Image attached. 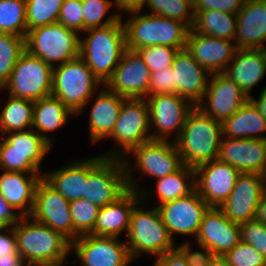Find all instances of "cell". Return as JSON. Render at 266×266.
Instances as JSON below:
<instances>
[{"mask_svg": "<svg viewBox=\"0 0 266 266\" xmlns=\"http://www.w3.org/2000/svg\"><path fill=\"white\" fill-rule=\"evenodd\" d=\"M151 73L141 56L127 49L105 86L126 99L149 96Z\"/></svg>", "mask_w": 266, "mask_h": 266, "instance_id": "cell-19", "label": "cell"}, {"mask_svg": "<svg viewBox=\"0 0 266 266\" xmlns=\"http://www.w3.org/2000/svg\"><path fill=\"white\" fill-rule=\"evenodd\" d=\"M195 178V169L183 164L177 171L157 179L156 194L160 203L174 201L191 194L196 189Z\"/></svg>", "mask_w": 266, "mask_h": 266, "instance_id": "cell-35", "label": "cell"}, {"mask_svg": "<svg viewBox=\"0 0 266 266\" xmlns=\"http://www.w3.org/2000/svg\"><path fill=\"white\" fill-rule=\"evenodd\" d=\"M264 179H265V191H266V173L264 175Z\"/></svg>", "mask_w": 266, "mask_h": 266, "instance_id": "cell-59", "label": "cell"}, {"mask_svg": "<svg viewBox=\"0 0 266 266\" xmlns=\"http://www.w3.org/2000/svg\"><path fill=\"white\" fill-rule=\"evenodd\" d=\"M19 266H32V265L23 261Z\"/></svg>", "mask_w": 266, "mask_h": 266, "instance_id": "cell-58", "label": "cell"}, {"mask_svg": "<svg viewBox=\"0 0 266 266\" xmlns=\"http://www.w3.org/2000/svg\"><path fill=\"white\" fill-rule=\"evenodd\" d=\"M136 52L141 56L150 73H154L171 67L178 49L156 45L140 48Z\"/></svg>", "mask_w": 266, "mask_h": 266, "instance_id": "cell-42", "label": "cell"}, {"mask_svg": "<svg viewBox=\"0 0 266 266\" xmlns=\"http://www.w3.org/2000/svg\"><path fill=\"white\" fill-rule=\"evenodd\" d=\"M186 49L210 74L222 73L234 58L236 44L231 40L189 31Z\"/></svg>", "mask_w": 266, "mask_h": 266, "instance_id": "cell-24", "label": "cell"}, {"mask_svg": "<svg viewBox=\"0 0 266 266\" xmlns=\"http://www.w3.org/2000/svg\"><path fill=\"white\" fill-rule=\"evenodd\" d=\"M222 73L251 97L249 92L266 73V49H237Z\"/></svg>", "mask_w": 266, "mask_h": 266, "instance_id": "cell-27", "label": "cell"}, {"mask_svg": "<svg viewBox=\"0 0 266 266\" xmlns=\"http://www.w3.org/2000/svg\"><path fill=\"white\" fill-rule=\"evenodd\" d=\"M172 93H174V78L172 67L151 73L149 96L155 94Z\"/></svg>", "mask_w": 266, "mask_h": 266, "instance_id": "cell-47", "label": "cell"}, {"mask_svg": "<svg viewBox=\"0 0 266 266\" xmlns=\"http://www.w3.org/2000/svg\"><path fill=\"white\" fill-rule=\"evenodd\" d=\"M203 98L197 107L206 115L222 122L232 116L250 97L231 79L223 73L211 74ZM207 105V106H206Z\"/></svg>", "mask_w": 266, "mask_h": 266, "instance_id": "cell-20", "label": "cell"}, {"mask_svg": "<svg viewBox=\"0 0 266 266\" xmlns=\"http://www.w3.org/2000/svg\"><path fill=\"white\" fill-rule=\"evenodd\" d=\"M255 219L266 224V191L258 204Z\"/></svg>", "mask_w": 266, "mask_h": 266, "instance_id": "cell-54", "label": "cell"}, {"mask_svg": "<svg viewBox=\"0 0 266 266\" xmlns=\"http://www.w3.org/2000/svg\"><path fill=\"white\" fill-rule=\"evenodd\" d=\"M0 32L26 36V0H0Z\"/></svg>", "mask_w": 266, "mask_h": 266, "instance_id": "cell-36", "label": "cell"}, {"mask_svg": "<svg viewBox=\"0 0 266 266\" xmlns=\"http://www.w3.org/2000/svg\"><path fill=\"white\" fill-rule=\"evenodd\" d=\"M30 220L34 219L73 242V223L69 201L52 188L43 178L38 183Z\"/></svg>", "mask_w": 266, "mask_h": 266, "instance_id": "cell-14", "label": "cell"}, {"mask_svg": "<svg viewBox=\"0 0 266 266\" xmlns=\"http://www.w3.org/2000/svg\"><path fill=\"white\" fill-rule=\"evenodd\" d=\"M84 16V31L91 28L105 27L115 23L121 14H112L104 22L103 18L112 5L110 0H81Z\"/></svg>", "mask_w": 266, "mask_h": 266, "instance_id": "cell-41", "label": "cell"}, {"mask_svg": "<svg viewBox=\"0 0 266 266\" xmlns=\"http://www.w3.org/2000/svg\"><path fill=\"white\" fill-rule=\"evenodd\" d=\"M151 13L178 20L185 23L190 29L194 22L193 2L192 0H146Z\"/></svg>", "mask_w": 266, "mask_h": 266, "instance_id": "cell-39", "label": "cell"}, {"mask_svg": "<svg viewBox=\"0 0 266 266\" xmlns=\"http://www.w3.org/2000/svg\"><path fill=\"white\" fill-rule=\"evenodd\" d=\"M14 210L0 194V231L14 226L21 219L20 212H14Z\"/></svg>", "mask_w": 266, "mask_h": 266, "instance_id": "cell-49", "label": "cell"}, {"mask_svg": "<svg viewBox=\"0 0 266 266\" xmlns=\"http://www.w3.org/2000/svg\"><path fill=\"white\" fill-rule=\"evenodd\" d=\"M146 4V0H114V5L119 11L130 13L140 12Z\"/></svg>", "mask_w": 266, "mask_h": 266, "instance_id": "cell-52", "label": "cell"}, {"mask_svg": "<svg viewBox=\"0 0 266 266\" xmlns=\"http://www.w3.org/2000/svg\"><path fill=\"white\" fill-rule=\"evenodd\" d=\"M170 237L173 234L197 236L203 214L210 207L195 189L191 194L156 206Z\"/></svg>", "mask_w": 266, "mask_h": 266, "instance_id": "cell-15", "label": "cell"}, {"mask_svg": "<svg viewBox=\"0 0 266 266\" xmlns=\"http://www.w3.org/2000/svg\"><path fill=\"white\" fill-rule=\"evenodd\" d=\"M222 138L221 122L195 106L188 113L175 144L182 163L195 169L201 164L218 159Z\"/></svg>", "mask_w": 266, "mask_h": 266, "instance_id": "cell-1", "label": "cell"}, {"mask_svg": "<svg viewBox=\"0 0 266 266\" xmlns=\"http://www.w3.org/2000/svg\"><path fill=\"white\" fill-rule=\"evenodd\" d=\"M103 89L98 93L90 112L88 130L92 143L112 134L121 106L126 99L111 92L105 85Z\"/></svg>", "mask_w": 266, "mask_h": 266, "instance_id": "cell-29", "label": "cell"}, {"mask_svg": "<svg viewBox=\"0 0 266 266\" xmlns=\"http://www.w3.org/2000/svg\"><path fill=\"white\" fill-rule=\"evenodd\" d=\"M218 159L241 173H266V139L223 138Z\"/></svg>", "mask_w": 266, "mask_h": 266, "instance_id": "cell-25", "label": "cell"}, {"mask_svg": "<svg viewBox=\"0 0 266 266\" xmlns=\"http://www.w3.org/2000/svg\"><path fill=\"white\" fill-rule=\"evenodd\" d=\"M98 84L104 86L79 56L53 67L51 95L63 102L73 114H77L85 108Z\"/></svg>", "mask_w": 266, "mask_h": 266, "instance_id": "cell-6", "label": "cell"}, {"mask_svg": "<svg viewBox=\"0 0 266 266\" xmlns=\"http://www.w3.org/2000/svg\"><path fill=\"white\" fill-rule=\"evenodd\" d=\"M127 172V185L129 190L114 203L99 208L93 231L95 236L116 237L126 231L128 233L130 214L136 204L149 195L142 189L139 190L133 179V173L127 157L123 159ZM141 199V200H140Z\"/></svg>", "mask_w": 266, "mask_h": 266, "instance_id": "cell-12", "label": "cell"}, {"mask_svg": "<svg viewBox=\"0 0 266 266\" xmlns=\"http://www.w3.org/2000/svg\"><path fill=\"white\" fill-rule=\"evenodd\" d=\"M145 99L149 107L150 126L156 129L154 133L151 132L152 140L167 141V135L176 131L175 142L180 136L188 113L195 106L176 93L155 94Z\"/></svg>", "mask_w": 266, "mask_h": 266, "instance_id": "cell-13", "label": "cell"}, {"mask_svg": "<svg viewBox=\"0 0 266 266\" xmlns=\"http://www.w3.org/2000/svg\"><path fill=\"white\" fill-rule=\"evenodd\" d=\"M29 216H22L14 225L17 250L22 261L35 265L66 259L71 243L59 232Z\"/></svg>", "mask_w": 266, "mask_h": 266, "instance_id": "cell-4", "label": "cell"}, {"mask_svg": "<svg viewBox=\"0 0 266 266\" xmlns=\"http://www.w3.org/2000/svg\"><path fill=\"white\" fill-rule=\"evenodd\" d=\"M65 260L66 259H63V260H60V261H57V262L38 263V264H35V265H32V266H64L65 264L68 265V261L65 262Z\"/></svg>", "mask_w": 266, "mask_h": 266, "instance_id": "cell-57", "label": "cell"}, {"mask_svg": "<svg viewBox=\"0 0 266 266\" xmlns=\"http://www.w3.org/2000/svg\"><path fill=\"white\" fill-rule=\"evenodd\" d=\"M265 192L264 175L240 173L229 198L219 207L231 222L242 224L255 219Z\"/></svg>", "mask_w": 266, "mask_h": 266, "instance_id": "cell-16", "label": "cell"}, {"mask_svg": "<svg viewBox=\"0 0 266 266\" xmlns=\"http://www.w3.org/2000/svg\"><path fill=\"white\" fill-rule=\"evenodd\" d=\"M241 241L254 247L266 260V224L256 219L240 224Z\"/></svg>", "mask_w": 266, "mask_h": 266, "instance_id": "cell-44", "label": "cell"}, {"mask_svg": "<svg viewBox=\"0 0 266 266\" xmlns=\"http://www.w3.org/2000/svg\"><path fill=\"white\" fill-rule=\"evenodd\" d=\"M24 51V37L0 32V90L8 81L17 60Z\"/></svg>", "mask_w": 266, "mask_h": 266, "instance_id": "cell-37", "label": "cell"}, {"mask_svg": "<svg viewBox=\"0 0 266 266\" xmlns=\"http://www.w3.org/2000/svg\"><path fill=\"white\" fill-rule=\"evenodd\" d=\"M128 190L123 159L98 155L87 160L86 200L101 208L114 203Z\"/></svg>", "mask_w": 266, "mask_h": 266, "instance_id": "cell-8", "label": "cell"}, {"mask_svg": "<svg viewBox=\"0 0 266 266\" xmlns=\"http://www.w3.org/2000/svg\"><path fill=\"white\" fill-rule=\"evenodd\" d=\"M208 266H230L224 256L214 255Z\"/></svg>", "mask_w": 266, "mask_h": 266, "instance_id": "cell-56", "label": "cell"}, {"mask_svg": "<svg viewBox=\"0 0 266 266\" xmlns=\"http://www.w3.org/2000/svg\"><path fill=\"white\" fill-rule=\"evenodd\" d=\"M237 28V15L215 9L198 12L194 16L192 29L204 35L224 40H233Z\"/></svg>", "mask_w": 266, "mask_h": 266, "instance_id": "cell-33", "label": "cell"}, {"mask_svg": "<svg viewBox=\"0 0 266 266\" xmlns=\"http://www.w3.org/2000/svg\"><path fill=\"white\" fill-rule=\"evenodd\" d=\"M65 0H26L27 31L56 23Z\"/></svg>", "mask_w": 266, "mask_h": 266, "instance_id": "cell-38", "label": "cell"}, {"mask_svg": "<svg viewBox=\"0 0 266 266\" xmlns=\"http://www.w3.org/2000/svg\"><path fill=\"white\" fill-rule=\"evenodd\" d=\"M240 173L219 159L201 164L195 168L196 190L210 207H220L229 198Z\"/></svg>", "mask_w": 266, "mask_h": 266, "instance_id": "cell-18", "label": "cell"}, {"mask_svg": "<svg viewBox=\"0 0 266 266\" xmlns=\"http://www.w3.org/2000/svg\"><path fill=\"white\" fill-rule=\"evenodd\" d=\"M236 15V48L266 49V0H245Z\"/></svg>", "mask_w": 266, "mask_h": 266, "instance_id": "cell-26", "label": "cell"}, {"mask_svg": "<svg viewBox=\"0 0 266 266\" xmlns=\"http://www.w3.org/2000/svg\"><path fill=\"white\" fill-rule=\"evenodd\" d=\"M82 266H128L132 262L125 242L116 237L85 234L71 243Z\"/></svg>", "mask_w": 266, "mask_h": 266, "instance_id": "cell-17", "label": "cell"}, {"mask_svg": "<svg viewBox=\"0 0 266 266\" xmlns=\"http://www.w3.org/2000/svg\"><path fill=\"white\" fill-rule=\"evenodd\" d=\"M250 100L258 108L260 114L263 116L266 121V86L263 88V91L260 93L259 99L255 100L252 96Z\"/></svg>", "mask_w": 266, "mask_h": 266, "instance_id": "cell-53", "label": "cell"}, {"mask_svg": "<svg viewBox=\"0 0 266 266\" xmlns=\"http://www.w3.org/2000/svg\"><path fill=\"white\" fill-rule=\"evenodd\" d=\"M70 163L66 167L43 175V179L69 202L85 199L87 159Z\"/></svg>", "mask_w": 266, "mask_h": 266, "instance_id": "cell-31", "label": "cell"}, {"mask_svg": "<svg viewBox=\"0 0 266 266\" xmlns=\"http://www.w3.org/2000/svg\"><path fill=\"white\" fill-rule=\"evenodd\" d=\"M140 12L130 13L124 23L127 49L136 51L140 48L162 45L178 50L186 48L190 28L178 20Z\"/></svg>", "mask_w": 266, "mask_h": 266, "instance_id": "cell-3", "label": "cell"}, {"mask_svg": "<svg viewBox=\"0 0 266 266\" xmlns=\"http://www.w3.org/2000/svg\"><path fill=\"white\" fill-rule=\"evenodd\" d=\"M135 156V166L147 176L161 179L177 171L182 160L175 142L150 140L131 151Z\"/></svg>", "mask_w": 266, "mask_h": 266, "instance_id": "cell-22", "label": "cell"}, {"mask_svg": "<svg viewBox=\"0 0 266 266\" xmlns=\"http://www.w3.org/2000/svg\"><path fill=\"white\" fill-rule=\"evenodd\" d=\"M52 81L53 67L25 50L3 87L12 97L35 101L51 95Z\"/></svg>", "mask_w": 266, "mask_h": 266, "instance_id": "cell-11", "label": "cell"}, {"mask_svg": "<svg viewBox=\"0 0 266 266\" xmlns=\"http://www.w3.org/2000/svg\"><path fill=\"white\" fill-rule=\"evenodd\" d=\"M0 113V137L11 132L32 129L34 101L8 96Z\"/></svg>", "mask_w": 266, "mask_h": 266, "instance_id": "cell-34", "label": "cell"}, {"mask_svg": "<svg viewBox=\"0 0 266 266\" xmlns=\"http://www.w3.org/2000/svg\"><path fill=\"white\" fill-rule=\"evenodd\" d=\"M138 205H142V201L132 209L127 233L126 244L130 258L133 260L141 253L159 257L175 249V242L170 237L157 207L147 211L140 209Z\"/></svg>", "mask_w": 266, "mask_h": 266, "instance_id": "cell-5", "label": "cell"}, {"mask_svg": "<svg viewBox=\"0 0 266 266\" xmlns=\"http://www.w3.org/2000/svg\"><path fill=\"white\" fill-rule=\"evenodd\" d=\"M69 210L73 223V241L81 235L90 234L93 231L99 207L80 198L69 202Z\"/></svg>", "mask_w": 266, "mask_h": 266, "instance_id": "cell-40", "label": "cell"}, {"mask_svg": "<svg viewBox=\"0 0 266 266\" xmlns=\"http://www.w3.org/2000/svg\"><path fill=\"white\" fill-rule=\"evenodd\" d=\"M150 128L149 107L145 98L125 99L114 130L108 137L118 142L120 149H113L103 156L124 159L134 148L152 140Z\"/></svg>", "mask_w": 266, "mask_h": 266, "instance_id": "cell-9", "label": "cell"}, {"mask_svg": "<svg viewBox=\"0 0 266 266\" xmlns=\"http://www.w3.org/2000/svg\"><path fill=\"white\" fill-rule=\"evenodd\" d=\"M42 178L40 173L4 171L0 175V194L14 209H21V216H29L37 185Z\"/></svg>", "mask_w": 266, "mask_h": 266, "instance_id": "cell-28", "label": "cell"}, {"mask_svg": "<svg viewBox=\"0 0 266 266\" xmlns=\"http://www.w3.org/2000/svg\"><path fill=\"white\" fill-rule=\"evenodd\" d=\"M74 31H84V16L81 0H65L59 12L58 21Z\"/></svg>", "mask_w": 266, "mask_h": 266, "instance_id": "cell-45", "label": "cell"}, {"mask_svg": "<svg viewBox=\"0 0 266 266\" xmlns=\"http://www.w3.org/2000/svg\"><path fill=\"white\" fill-rule=\"evenodd\" d=\"M174 93L197 106L203 99L211 74L186 49L178 50L172 63Z\"/></svg>", "mask_w": 266, "mask_h": 266, "instance_id": "cell-23", "label": "cell"}, {"mask_svg": "<svg viewBox=\"0 0 266 266\" xmlns=\"http://www.w3.org/2000/svg\"><path fill=\"white\" fill-rule=\"evenodd\" d=\"M79 33L59 22L27 31L25 50L55 67L79 57ZM54 62V63H53Z\"/></svg>", "mask_w": 266, "mask_h": 266, "instance_id": "cell-7", "label": "cell"}, {"mask_svg": "<svg viewBox=\"0 0 266 266\" xmlns=\"http://www.w3.org/2000/svg\"><path fill=\"white\" fill-rule=\"evenodd\" d=\"M195 238L214 255L224 256L241 241L240 224L229 221L219 207H209Z\"/></svg>", "mask_w": 266, "mask_h": 266, "instance_id": "cell-21", "label": "cell"}, {"mask_svg": "<svg viewBox=\"0 0 266 266\" xmlns=\"http://www.w3.org/2000/svg\"><path fill=\"white\" fill-rule=\"evenodd\" d=\"M188 243L184 242L182 245L180 244V246L176 247L185 257L188 266H208L214 253L201 244H198V246L202 248L203 252H192L191 245Z\"/></svg>", "mask_w": 266, "mask_h": 266, "instance_id": "cell-48", "label": "cell"}, {"mask_svg": "<svg viewBox=\"0 0 266 266\" xmlns=\"http://www.w3.org/2000/svg\"><path fill=\"white\" fill-rule=\"evenodd\" d=\"M2 231H8L10 234L6 235ZM9 255H20L17 250V239L14 232V226H9L5 231H0V256Z\"/></svg>", "mask_w": 266, "mask_h": 266, "instance_id": "cell-50", "label": "cell"}, {"mask_svg": "<svg viewBox=\"0 0 266 266\" xmlns=\"http://www.w3.org/2000/svg\"><path fill=\"white\" fill-rule=\"evenodd\" d=\"M194 16L201 11L215 9L231 14H237L245 0H192Z\"/></svg>", "mask_w": 266, "mask_h": 266, "instance_id": "cell-46", "label": "cell"}, {"mask_svg": "<svg viewBox=\"0 0 266 266\" xmlns=\"http://www.w3.org/2000/svg\"><path fill=\"white\" fill-rule=\"evenodd\" d=\"M22 262L20 255L0 256V266H19Z\"/></svg>", "mask_w": 266, "mask_h": 266, "instance_id": "cell-55", "label": "cell"}, {"mask_svg": "<svg viewBox=\"0 0 266 266\" xmlns=\"http://www.w3.org/2000/svg\"><path fill=\"white\" fill-rule=\"evenodd\" d=\"M153 266H188V264L183 254L175 248L157 257Z\"/></svg>", "mask_w": 266, "mask_h": 266, "instance_id": "cell-51", "label": "cell"}, {"mask_svg": "<svg viewBox=\"0 0 266 266\" xmlns=\"http://www.w3.org/2000/svg\"><path fill=\"white\" fill-rule=\"evenodd\" d=\"M224 258L230 266H266L264 257L251 245L240 241Z\"/></svg>", "mask_w": 266, "mask_h": 266, "instance_id": "cell-43", "label": "cell"}, {"mask_svg": "<svg viewBox=\"0 0 266 266\" xmlns=\"http://www.w3.org/2000/svg\"><path fill=\"white\" fill-rule=\"evenodd\" d=\"M121 19L105 27L87 29L84 32L88 37L83 41L80 38L79 56L103 85L112 77L127 50Z\"/></svg>", "mask_w": 266, "mask_h": 266, "instance_id": "cell-2", "label": "cell"}, {"mask_svg": "<svg viewBox=\"0 0 266 266\" xmlns=\"http://www.w3.org/2000/svg\"><path fill=\"white\" fill-rule=\"evenodd\" d=\"M221 129L223 138L266 139V121L250 99L221 122Z\"/></svg>", "mask_w": 266, "mask_h": 266, "instance_id": "cell-30", "label": "cell"}, {"mask_svg": "<svg viewBox=\"0 0 266 266\" xmlns=\"http://www.w3.org/2000/svg\"><path fill=\"white\" fill-rule=\"evenodd\" d=\"M69 115L74 116L69 108L53 95L35 100L32 129H37V133L52 146L53 140L46 136L47 133L67 123Z\"/></svg>", "mask_w": 266, "mask_h": 266, "instance_id": "cell-32", "label": "cell"}, {"mask_svg": "<svg viewBox=\"0 0 266 266\" xmlns=\"http://www.w3.org/2000/svg\"><path fill=\"white\" fill-rule=\"evenodd\" d=\"M0 168L6 172L40 173V162L51 145L34 129L1 136Z\"/></svg>", "mask_w": 266, "mask_h": 266, "instance_id": "cell-10", "label": "cell"}]
</instances>
